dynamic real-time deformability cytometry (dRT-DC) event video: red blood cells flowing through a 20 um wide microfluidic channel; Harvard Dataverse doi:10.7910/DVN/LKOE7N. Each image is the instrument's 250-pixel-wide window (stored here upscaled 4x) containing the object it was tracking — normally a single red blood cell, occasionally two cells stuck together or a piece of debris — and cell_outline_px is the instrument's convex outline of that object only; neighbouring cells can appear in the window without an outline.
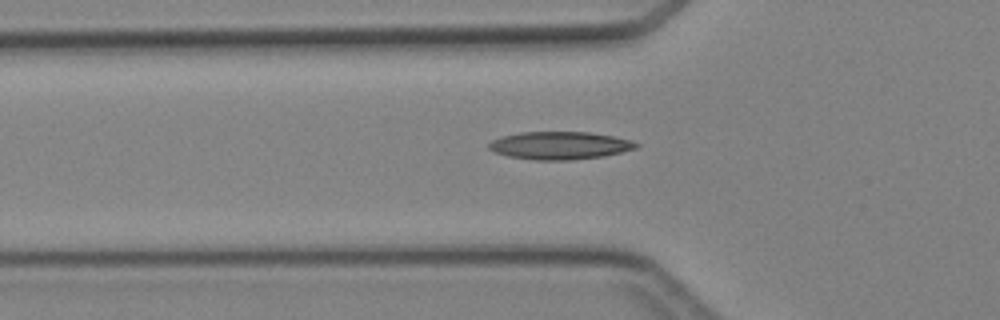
{"species": "Egyptian fruit bat (a non-hibernating species)", "species_latin": "Rousettus aegyptiacus", "temperature_condition": "cold", "stored_images_in_passage": 39, "camera_frame_rate_fps": 3000, "um_per_image_px": 0.085, "animal": {"sex": "female"}, "frame": {"image": 1, "passage_image": 11, "time_ms": 3.333, "image_size_px": [1000, 320], "cell_outline_px": [[640, 144], [636, 148], [604, 156], [572, 160], [532, 160], [508, 156], [496, 152], [488, 148], [488, 144], [492, 140], [500, 136], [520, 132], [588, 132], [612, 136], [632, 140]], "centroid_in_image_um": [47.56, 12.36], "position_along_channel_um": 78.2, "area_um2": 23.87}}
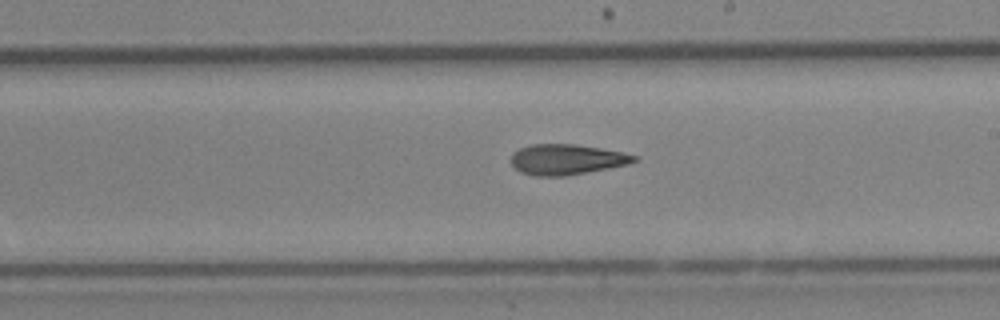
{"frame": {"image": 2, "passage_image": 22, "time_ms": 7.0, "image_size_px": [1000, 320], "cell_outline_px": [[640, 160], [628, 164], [608, 168], [564, 176], [536, 176], [520, 172], [512, 164], [512, 152], [520, 148], [532, 144], [572, 144], [600, 148], [640, 156]], "centroid_in_image_um": [48.18, 13.55], "position_along_channel_um": 240.8, "area_um2": 21.73}}
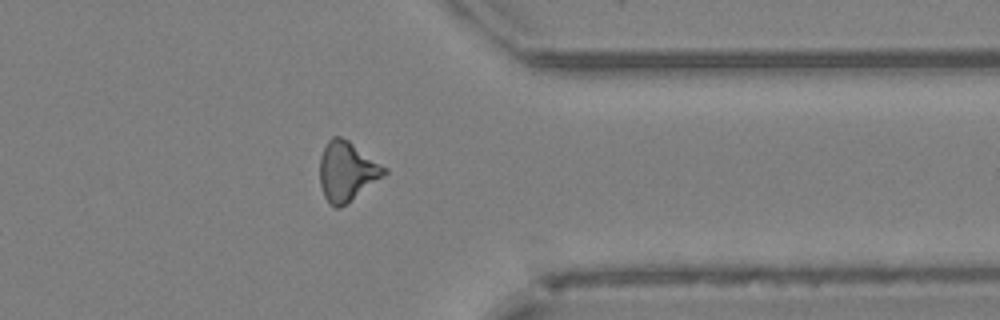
{"frame": {"image": 3, "passage_image": 32, "time_ms": 10.333, "image_size_px": [1000, 320], "cell_outline_px": [[388, 172], [384, 176], [340, 208], [336, 208], [328, 204], [324, 196], [320, 184], [320, 156], [328, 140], [332, 136], [340, 136], [348, 140], [388, 168]], "centroid_in_image_um": [29.48, 14.56], "position_along_channel_um": 381.9, "area_um2": 22.37}}